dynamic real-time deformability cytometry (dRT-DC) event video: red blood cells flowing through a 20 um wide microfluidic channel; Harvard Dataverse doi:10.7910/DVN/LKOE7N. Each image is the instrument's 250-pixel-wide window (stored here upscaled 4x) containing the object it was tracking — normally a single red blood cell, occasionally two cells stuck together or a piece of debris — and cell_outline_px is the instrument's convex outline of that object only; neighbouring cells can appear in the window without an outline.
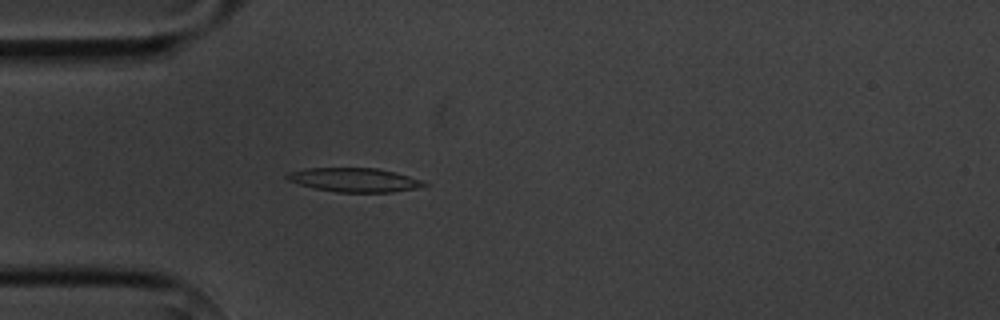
{"species": "common noctule bat (a hibernating species)", "species_latin": "Nyctalus noctula", "temperature_condition": "cold", "stored_images_in_passage": 3, "camera_frame_rate_fps": 3000, "um_per_image_px": 0.085, "animal": {"sex": "male", "body_mass_g": 20.1, "forearm_length_mm": 53.5}, "frame": {"image": 1, "passage_image": 3, "time_ms": 2.333, "image_size_px": [1000, 320], "cell_outline_px": [[428, 184], [416, 188], [392, 192], [336, 192], [316, 188], [300, 184], [288, 180], [284, 176], [288, 172], [304, 168], [376, 168], [396, 172], [420, 180]], "centroid_in_image_um": [30.08, 15.28], "position_along_channel_um": 54.9, "area_um2": 18.96}}